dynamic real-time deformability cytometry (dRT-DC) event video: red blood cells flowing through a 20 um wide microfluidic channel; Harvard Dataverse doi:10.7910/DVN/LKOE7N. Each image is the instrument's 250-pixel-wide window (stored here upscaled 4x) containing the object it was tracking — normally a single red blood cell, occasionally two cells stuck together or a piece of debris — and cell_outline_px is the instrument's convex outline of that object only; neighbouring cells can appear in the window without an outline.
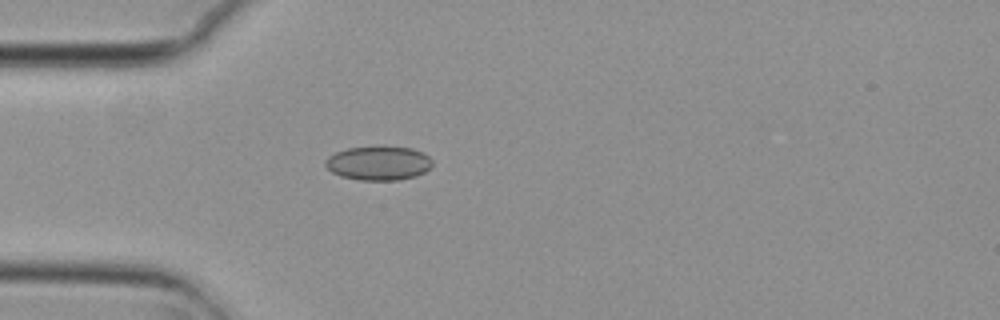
{"species": "common noctule bat (a hibernating species)", "species_latin": "Nyctalus noctula", "temperature_condition": "cold", "stored_images_in_passage": 34, "camera_frame_rate_fps": 3000, "um_per_image_px": 0.085, "animal": {"sex": "female", "body_mass_g": 29.2, "forearm_length_mm": 56.3}, "frame": {"image": 1, "passage_image": 1, "time_ms": 0.0, "image_size_px": [1000, 320], "cell_outline_px": [[432, 164], [424, 172], [416, 176], [400, 180], [360, 180], [340, 176], [332, 172], [324, 164], [324, 160], [328, 156], [336, 152], [348, 148], [412, 148], [424, 152], [432, 160]], "centroid_in_image_um": [32.16, 13.89], "position_along_channel_um": 52.8, "area_um2": 20.92}}
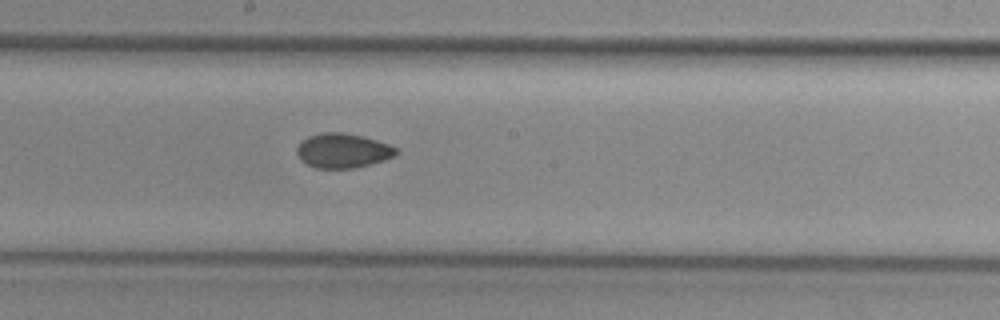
{"frame": {"image": 2, "passage_image": 15, "time_ms": 4.667, "image_size_px": [1000, 320], "cell_outline_px": [[400, 152], [384, 160], [352, 168], [316, 168], [300, 160], [296, 152], [296, 148], [300, 140], [308, 136], [324, 132], [344, 132], [376, 140], [400, 148]], "centroid_in_image_um": [29.11, 12.79], "position_along_channel_um": 219.1, "area_um2": 20.0}}
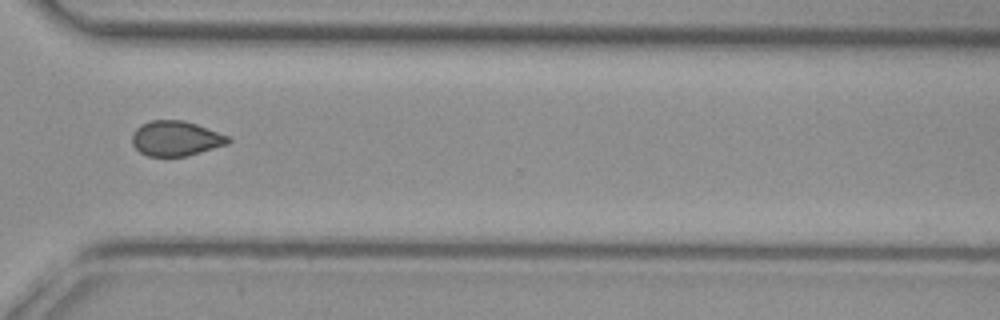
{"frame": {"image": 3, "passage_image": 26, "time_ms": 8.333, "image_size_px": [1000, 320], "cell_outline_px": [[232, 140], [228, 144], [188, 156], [148, 156], [140, 152], [132, 144], [132, 136], [136, 128], [140, 124], [152, 120], [184, 120], [196, 124], [228, 136]], "centroid_in_image_um": [14.94, 11.77], "position_along_channel_um": 355.7, "area_um2": 19.59}}